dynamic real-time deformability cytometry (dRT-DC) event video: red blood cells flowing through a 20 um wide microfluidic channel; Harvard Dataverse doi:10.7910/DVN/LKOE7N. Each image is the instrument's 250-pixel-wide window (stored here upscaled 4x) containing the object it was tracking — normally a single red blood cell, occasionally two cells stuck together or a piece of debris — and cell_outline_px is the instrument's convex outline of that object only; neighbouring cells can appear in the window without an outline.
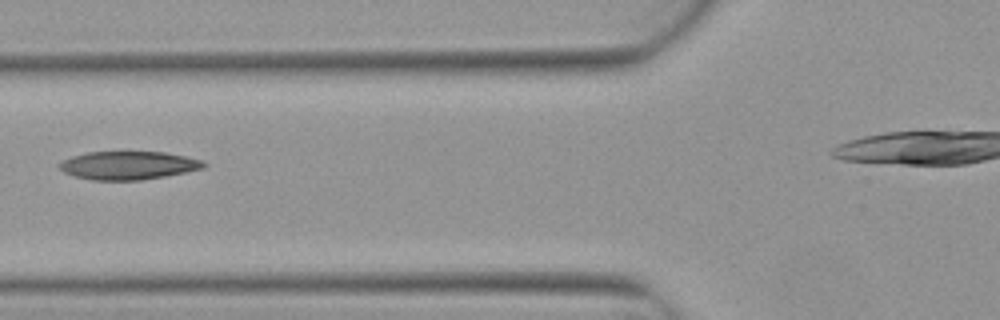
{"species": "Egyptian fruit bat (a non-hibernating species)", "species_latin": "Rousettus aegyptiacus", "temperature_condition": "warm", "stored_images_in_passage": 3, "camera_frame_rate_fps": 3000, "um_per_image_px": 0.085, "animal": {"sex": "female"}, "frame": {"image": 1, "passage_image": 3, "time_ms": 0.667, "image_size_px": [1000, 320], "cell_outline_px": [[208, 164], [204, 168], [164, 176], [140, 180], [92, 180], [72, 176], [64, 172], [56, 164], [72, 156], [88, 152], [164, 152], [184, 156], [200, 160]], "centroid_in_image_um": [10.87, 14.06], "position_along_channel_um": 114.9, "area_um2": 23.64}}